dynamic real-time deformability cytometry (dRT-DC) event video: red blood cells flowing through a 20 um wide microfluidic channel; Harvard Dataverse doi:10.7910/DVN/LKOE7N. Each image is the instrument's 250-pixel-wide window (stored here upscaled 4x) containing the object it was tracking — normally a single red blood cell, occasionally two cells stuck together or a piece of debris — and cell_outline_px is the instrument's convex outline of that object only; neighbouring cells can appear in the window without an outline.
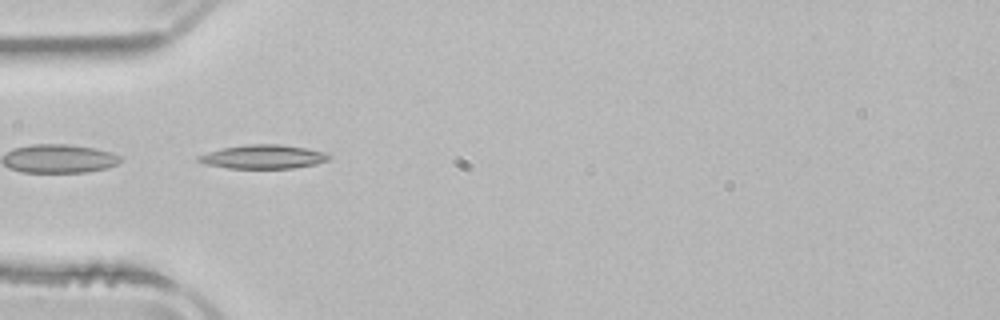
{"species": "common noctule bat (a hibernating species)", "species_latin": "Nyctalus noctula", "temperature_condition": "room temperature", "stored_images_in_passage": 5, "segment_of_instrument_passage": [2, 2], "camera_frame_rate_fps": 3000, "um_per_image_px": 0.085, "animal": {"sex": "male", "body_mass_g": 21.5, "forearm_length_mm": 52.0}, "frame": {"image": 1, "passage_image": 4, "time_ms": 4.0, "image_size_px": [1000, 320], "cell_outline_px": [[332, 156], [328, 160], [316, 164], [292, 168], [228, 168], [208, 164], [196, 160], [196, 156], [208, 152], [224, 148], [244, 144], [280, 144], [308, 148], [328, 152]], "centroid_in_image_um": [22.43, 13.31], "position_along_channel_um": 62.6, "area_um2": 18.21}}
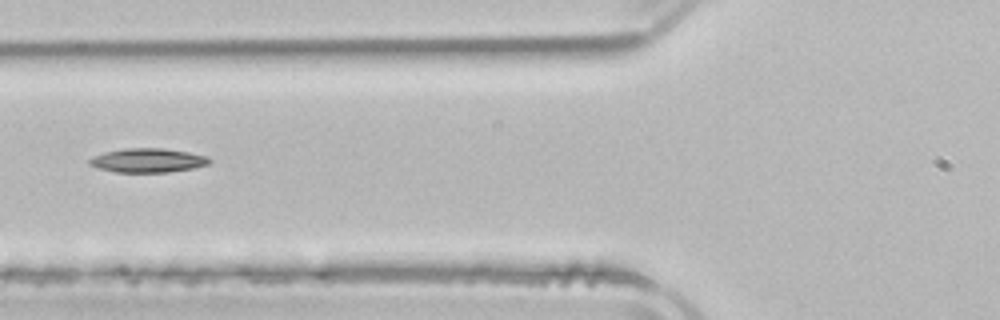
{"frame": {"image": 2, "passage_image": 5, "time_ms": 5.333, "image_size_px": [1000, 320], "cell_outline_px": [[212, 160], [208, 164], [192, 168], [168, 172], [116, 172], [100, 168], [88, 164], [88, 160], [92, 156], [104, 152], [124, 148], [164, 148], [188, 152], [208, 156]], "centroid_in_image_um": [12.55, 13.62], "position_along_channel_um": 113.2, "area_um2": 16.82}}